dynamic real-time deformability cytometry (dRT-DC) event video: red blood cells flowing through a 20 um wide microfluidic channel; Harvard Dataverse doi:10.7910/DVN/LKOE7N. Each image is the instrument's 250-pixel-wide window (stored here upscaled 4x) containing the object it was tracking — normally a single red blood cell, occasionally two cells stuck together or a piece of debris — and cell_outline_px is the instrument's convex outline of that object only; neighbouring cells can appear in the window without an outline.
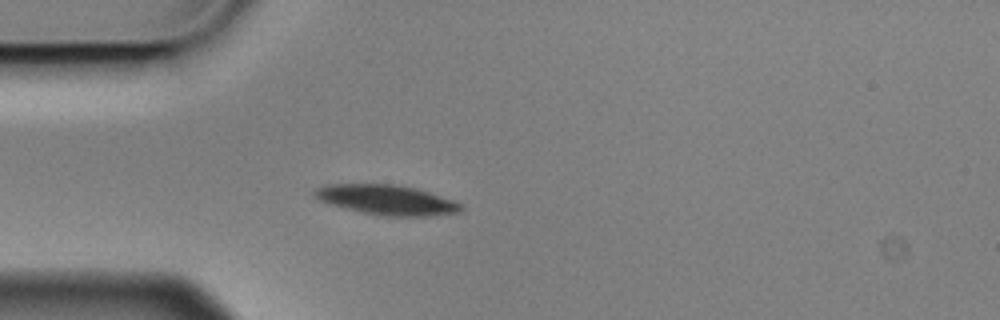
{"species": "Egyptian fruit bat (a non-hibernating species)", "species_latin": "Rousettus aegyptiacus", "temperature_condition": "cold", "stored_images_in_passage": 5, "camera_frame_rate_fps": 3000, "um_per_image_px": 0.085, "animal": {"sex": "male"}, "frame": {"image": 1, "passage_image": 5, "time_ms": 1.333, "image_size_px": [1000, 320], "cell_outline_px": [[464, 208], [460, 212], [436, 216], [380, 216], [360, 212], [344, 208], [320, 200], [312, 196], [312, 192], [316, 188], [328, 184], [392, 184], [412, 188], [428, 192], [452, 200], [460, 204]], "centroid_in_image_um": [32.84, 17.0], "position_along_channel_um": 52.2, "area_um2": 25.43}}